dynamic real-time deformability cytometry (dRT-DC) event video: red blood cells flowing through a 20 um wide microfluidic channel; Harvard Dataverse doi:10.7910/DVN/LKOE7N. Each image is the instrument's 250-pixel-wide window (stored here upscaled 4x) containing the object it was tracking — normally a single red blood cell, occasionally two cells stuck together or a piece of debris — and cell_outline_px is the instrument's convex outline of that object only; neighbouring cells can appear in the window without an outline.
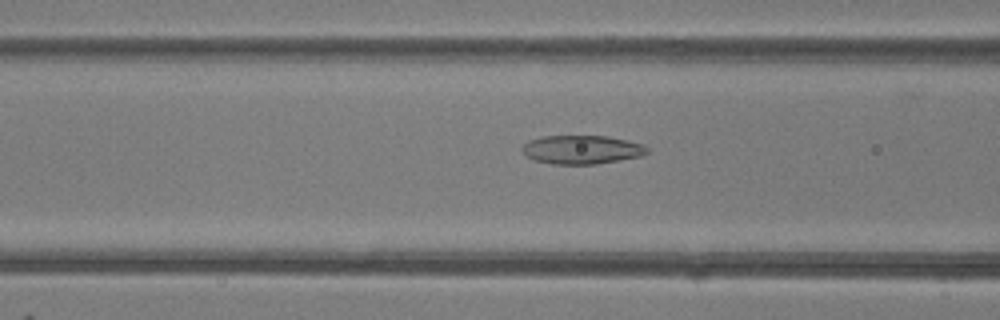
{"species": "common noctule bat (a hibernating species)", "species_latin": "Nyctalus noctula", "temperature_condition": "room temperature", "stored_images_in_passage": 31, "camera_frame_rate_fps": 3000, "um_per_image_px": 0.085, "animal": {"sex": "female"}, "frame": {"image": 1, "passage_image": 5, "time_ms": 1.333, "image_size_px": [1000, 320], "cell_outline_px": [[648, 152], [640, 156], [596, 164], [552, 164], [532, 160], [524, 156], [520, 148], [528, 140], [544, 136], [608, 136], [628, 140], [644, 144], [648, 148]], "centroid_in_image_um": [49.4, 12.72], "position_along_channel_um": 117.2, "area_um2": 21.1}}
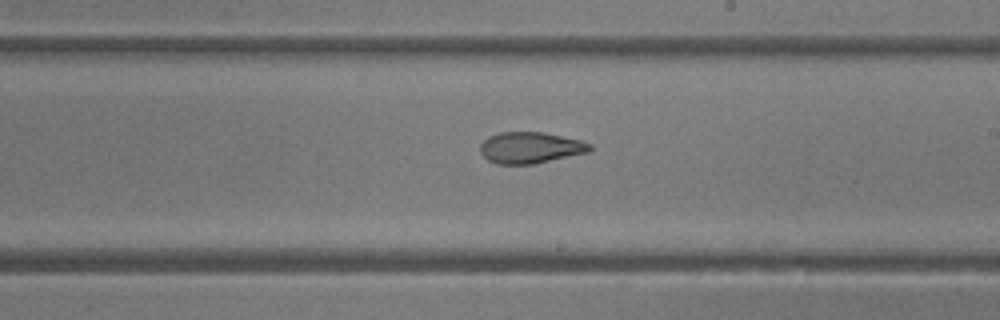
{"frame": {"image": 2, "passage_image": 14, "time_ms": 4.333, "image_size_px": [1000, 320], "cell_outline_px": [[592, 148], [588, 152], [532, 164], [496, 164], [488, 160], [480, 152], [480, 144], [488, 136], [500, 132], [540, 132], [580, 140], [592, 144]], "centroid_in_image_um": [45.04, 12.55], "position_along_channel_um": 244.0, "area_um2": 19.83}}
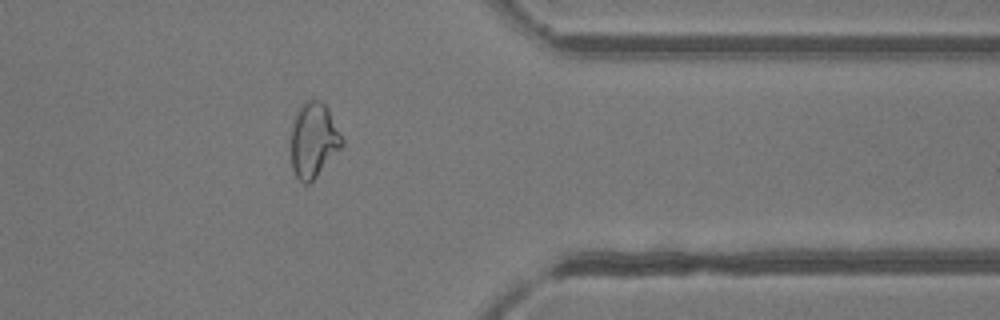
{"frame": {"image": 3, "passage_image": 25, "time_ms": 8.0, "image_size_px": [1000, 320], "cell_outline_px": [[344, 144], [316, 176], [308, 184], [304, 184], [296, 176], [292, 168], [292, 128], [296, 116], [304, 100], [320, 100], [328, 108], [344, 140]], "centroid_in_image_um": [26.67, 11.9], "position_along_channel_um": 384.7, "area_um2": 21.79}, "authors_computed_cell_mechanics": {"area_um2": 21.097, "velocity_mm_per_s": 4.218, "shape_relaxation_time_tau1_ms": 7.4286, "shape_relaxation_time_tau2_ms": 1.9411, "deformation_change_tau1": 0.1815, "deformation_change_tau2": 0.0838}}